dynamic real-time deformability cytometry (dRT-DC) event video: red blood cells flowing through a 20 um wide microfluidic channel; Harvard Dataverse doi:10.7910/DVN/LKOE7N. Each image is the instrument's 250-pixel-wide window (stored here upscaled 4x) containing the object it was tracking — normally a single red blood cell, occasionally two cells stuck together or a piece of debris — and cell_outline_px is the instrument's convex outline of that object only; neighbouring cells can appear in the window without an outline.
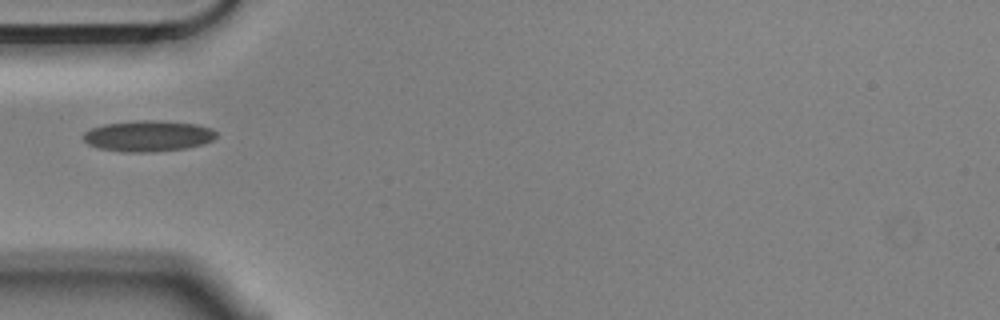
{"species": "Egyptian fruit bat (a non-hibernating species)", "species_latin": "Rousettus aegyptiacus", "temperature_condition": "cold", "stored_images_in_passage": 14, "camera_frame_rate_fps": 3000, "um_per_image_px": 0.085, "animal": {"sex": "male"}, "frame": {"image": 1, "passage_image": 4, "time_ms": 1.0, "image_size_px": [1000, 320], "cell_outline_px": [[216, 136], [212, 140], [204, 144], [188, 148], [152, 152], [124, 152], [100, 148], [88, 144], [84, 140], [84, 132], [92, 128], [104, 124], [144, 120], [156, 120], [196, 124], [212, 128], [216, 132]], "centroid_in_image_um": [12.62, 11.56], "position_along_channel_um": 72.4, "area_um2": 23.93}}
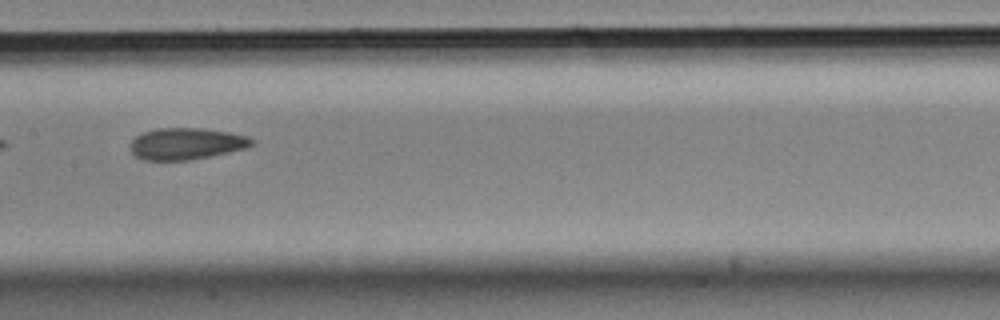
{"frame": {"image": 2, "passage_image": 7, "time_ms": 2.0, "image_size_px": [1000, 320], "cell_outline_px": [[256, 144], [248, 148], [188, 160], [144, 160], [136, 156], [132, 152], [132, 140], [136, 136], [144, 132], [156, 128], [200, 128], [228, 132], [248, 136], [256, 140]], "centroid_in_image_um": [15.89, 12.21], "position_along_channel_um": 191.5, "area_um2": 22.31}}
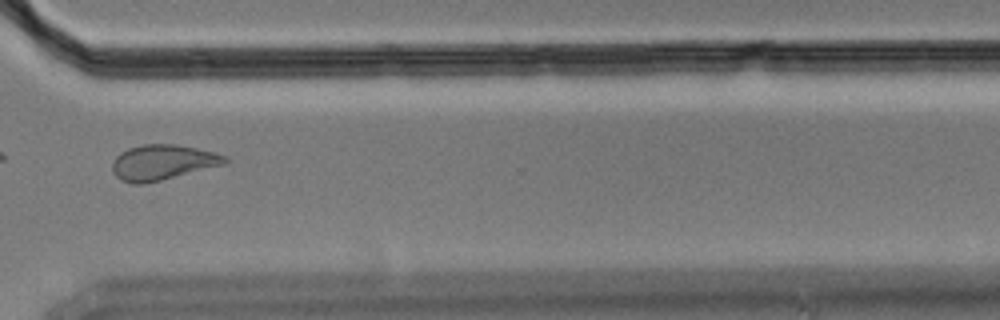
{"frame": {"image": 3, "passage_image": 11, "time_ms": 3.333, "image_size_px": [1000, 320], "cell_outline_px": [[228, 164], [144, 184], [132, 184], [120, 180], [112, 172], [112, 160], [120, 152], [128, 148], [144, 144], [176, 144], [196, 148], [228, 156]], "centroid_in_image_um": [13.82, 13.8], "position_along_channel_um": 356.8, "area_um2": 23.41}}